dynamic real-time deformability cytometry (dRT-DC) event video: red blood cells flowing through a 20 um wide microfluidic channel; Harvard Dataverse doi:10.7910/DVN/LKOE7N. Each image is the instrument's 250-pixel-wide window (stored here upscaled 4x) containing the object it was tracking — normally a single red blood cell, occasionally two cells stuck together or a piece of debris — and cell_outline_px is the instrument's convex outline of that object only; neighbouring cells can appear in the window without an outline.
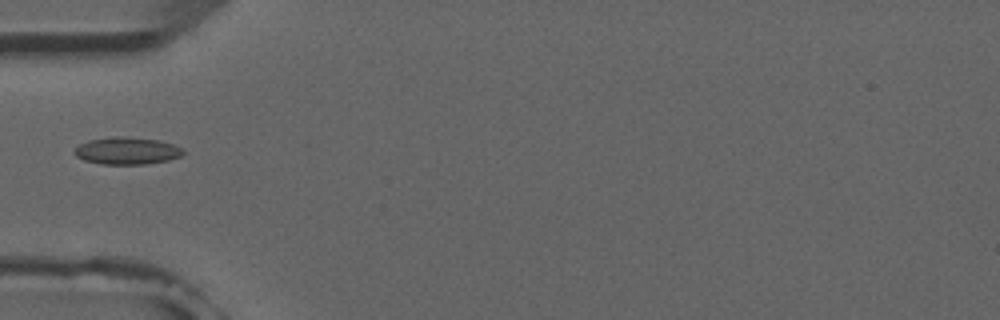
{"species": "common noctule bat (a hibernating species)", "species_latin": "Nyctalus noctula", "temperature_condition": "room temperature", "stored_images_in_passage": 6, "camera_frame_rate_fps": 3000, "um_per_image_px": 0.085, "animal": {"sex": "male", "forearm_length_mm": 52.5}, "frame": {"image": 1, "passage_image": 6, "time_ms": 5.667, "image_size_px": [1000, 320], "cell_outline_px": [[184, 152], [180, 156], [168, 160], [148, 164], [100, 164], [84, 160], [76, 156], [76, 148], [80, 144], [88, 140], [116, 136], [120, 136], [160, 140], [172, 144], [180, 148]], "centroid_in_image_um": [10.79, 12.82], "position_along_channel_um": 74.2, "area_um2": 17.05}}